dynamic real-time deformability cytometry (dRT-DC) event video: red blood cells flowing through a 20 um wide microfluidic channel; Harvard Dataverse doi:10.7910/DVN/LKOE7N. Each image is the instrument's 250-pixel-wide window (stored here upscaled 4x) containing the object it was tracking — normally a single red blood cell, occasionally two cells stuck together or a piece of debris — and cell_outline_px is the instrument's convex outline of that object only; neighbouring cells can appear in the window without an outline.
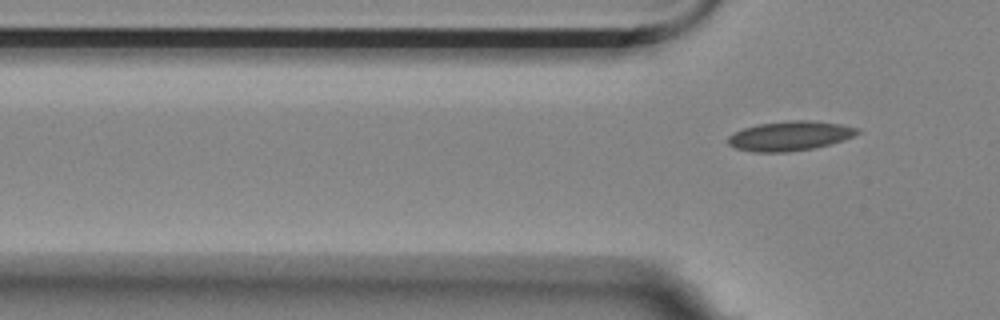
{"species": "Egyptian fruit bat (a non-hibernating species)", "species_latin": "Rousettus aegyptiacus", "temperature_condition": "room temperature", "stored_images_in_passage": 6, "camera_frame_rate_fps": 3000, "um_per_image_px": 0.085, "animal": {"sex": "female"}, "frame": {"image": 1, "passage_image": 6, "time_ms": 1.667, "image_size_px": [1000, 320], "cell_outline_px": [[860, 132], [852, 136], [828, 144], [812, 148], [788, 152], [752, 152], [736, 148], [728, 144], [728, 136], [744, 128], [756, 124], [788, 120], [808, 120], [840, 124], [860, 128]], "centroid_in_image_um": [67.11, 11.54], "position_along_channel_um": 58.7, "area_um2": 22.08}}